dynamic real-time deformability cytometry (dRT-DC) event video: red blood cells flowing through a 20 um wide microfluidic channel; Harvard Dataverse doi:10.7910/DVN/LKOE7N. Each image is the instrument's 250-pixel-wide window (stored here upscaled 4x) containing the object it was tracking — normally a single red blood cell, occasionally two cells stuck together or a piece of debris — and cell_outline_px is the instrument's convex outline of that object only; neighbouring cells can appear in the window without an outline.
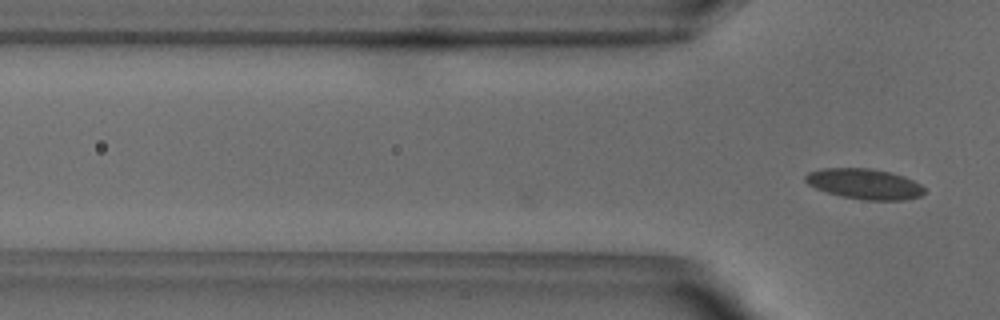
{"species": "common noctule bat (a hibernating species)", "species_latin": "Nyctalus noctula", "temperature_condition": "warm", "stored_images_in_passage": 3, "camera_frame_rate_fps": 3000, "um_per_image_px": 0.085, "animal": {"sex": "male", "body_mass_g": 18.8}, "frame": {"image": 1, "passage_image": 3, "time_ms": 0.667, "image_size_px": [1000, 320], "cell_outline_px": [[924, 192], [920, 196], [904, 200], [864, 200], [840, 196], [816, 188], [808, 184], [804, 180], [804, 176], [808, 172], [820, 168], [872, 168], [904, 176], [920, 184], [924, 188]], "centroid_in_image_um": [73.45, 15.63], "position_along_channel_um": 52.3, "area_um2": 21.1}}